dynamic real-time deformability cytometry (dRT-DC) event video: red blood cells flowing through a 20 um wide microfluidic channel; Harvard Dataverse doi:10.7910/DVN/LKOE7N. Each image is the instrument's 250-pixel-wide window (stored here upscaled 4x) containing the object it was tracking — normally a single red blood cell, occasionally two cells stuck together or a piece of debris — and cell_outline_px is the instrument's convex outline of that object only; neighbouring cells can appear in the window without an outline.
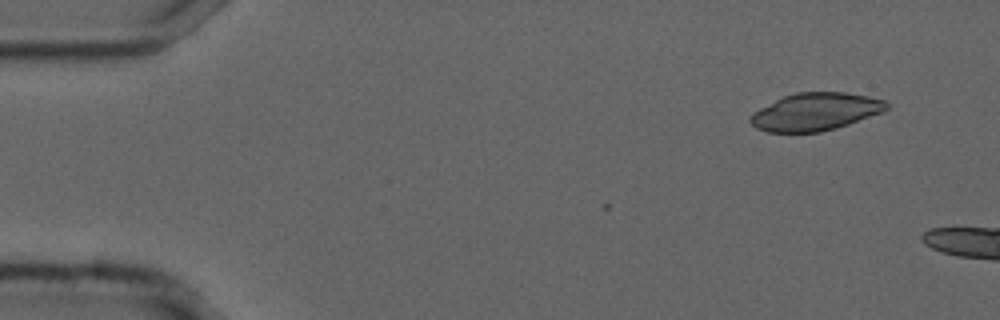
{"species": "common noctule bat (a hibernating species)", "species_latin": "Nyctalus noctula", "temperature_condition": "cold", "stored_images_in_passage": 5, "camera_frame_rate_fps": 3000, "um_per_image_px": 0.085, "animal": {"sex": "male", "forearm_length_mm": 52.5}, "frame": {"image": 1, "passage_image": 5, "time_ms": 1.333, "image_size_px": [1000, 320], "cell_outline_px": [[888, 108], [884, 112], [836, 128], [820, 132], [768, 132], [756, 128], [748, 120], [752, 112], [784, 96], [796, 92], [844, 92], [868, 96], [884, 100], [888, 104]], "centroid_in_image_um": [69.31, 9.5], "position_along_channel_um": 15.7, "area_um2": 29.82}}